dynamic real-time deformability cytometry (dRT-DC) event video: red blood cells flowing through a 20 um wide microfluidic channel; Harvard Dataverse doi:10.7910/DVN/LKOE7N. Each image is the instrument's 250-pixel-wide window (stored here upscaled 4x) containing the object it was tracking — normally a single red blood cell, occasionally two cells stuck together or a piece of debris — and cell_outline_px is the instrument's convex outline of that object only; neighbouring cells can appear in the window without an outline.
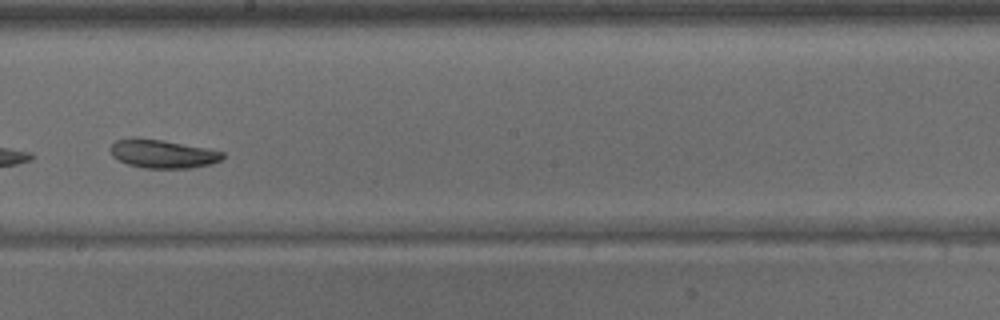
{"species": "common noctule bat (a hibernating species)", "species_latin": "Nyctalus noctula", "temperature_condition": "warm", "stored_images_in_passage": 43, "camera_frame_rate_fps": 3000, "um_per_image_px": 0.085, "animal": {"sex": "male", "body_mass_g": 15.6}, "frame": {"image": 1, "passage_image": 25, "time_ms": 8.0, "image_size_px": [1000, 320], "cell_outline_px": [[224, 156], [220, 160], [208, 164], [192, 168], [144, 168], [128, 164], [112, 156], [108, 148], [116, 140], [132, 136], [136, 136], [208, 148], [224, 152]], "centroid_in_image_um": [13.77, 13.05], "position_along_channel_um": 234.4, "area_um2": 18.73}}